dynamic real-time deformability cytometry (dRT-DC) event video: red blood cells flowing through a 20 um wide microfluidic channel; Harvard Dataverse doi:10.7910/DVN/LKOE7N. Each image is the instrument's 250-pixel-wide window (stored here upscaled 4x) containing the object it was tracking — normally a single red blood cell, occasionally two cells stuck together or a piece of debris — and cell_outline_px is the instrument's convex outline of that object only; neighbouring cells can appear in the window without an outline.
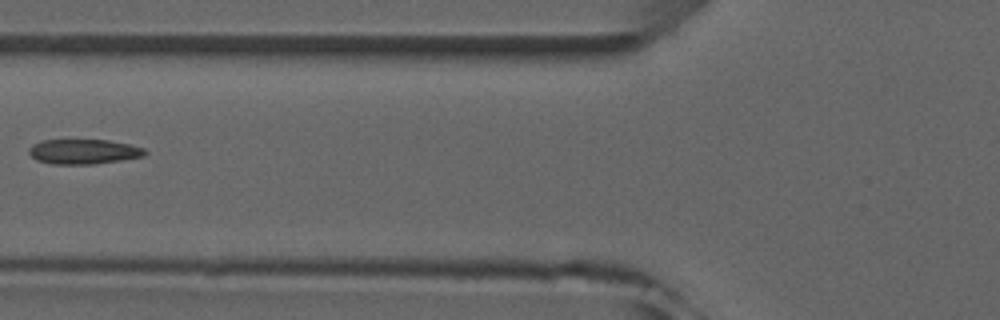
{"species": "common noctule bat (a hibernating species)", "species_latin": "Nyctalus noctula", "temperature_condition": "room temperature", "stored_images_in_passage": 5, "camera_frame_rate_fps": 3000, "um_per_image_px": 0.085, "animal": {"sex": "male", "forearm_length_mm": 52.5}, "frame": {"image": 1, "passage_image": 5, "time_ms": 5.333, "image_size_px": [1000, 320], "cell_outline_px": [[148, 152], [144, 156], [120, 160], [92, 164], [52, 164], [36, 160], [28, 152], [28, 148], [32, 144], [44, 140], [108, 140], [128, 144], [144, 148]], "centroid_in_image_um": [7.09, 12.88], "position_along_channel_um": 118.7, "area_um2": 16.76}}